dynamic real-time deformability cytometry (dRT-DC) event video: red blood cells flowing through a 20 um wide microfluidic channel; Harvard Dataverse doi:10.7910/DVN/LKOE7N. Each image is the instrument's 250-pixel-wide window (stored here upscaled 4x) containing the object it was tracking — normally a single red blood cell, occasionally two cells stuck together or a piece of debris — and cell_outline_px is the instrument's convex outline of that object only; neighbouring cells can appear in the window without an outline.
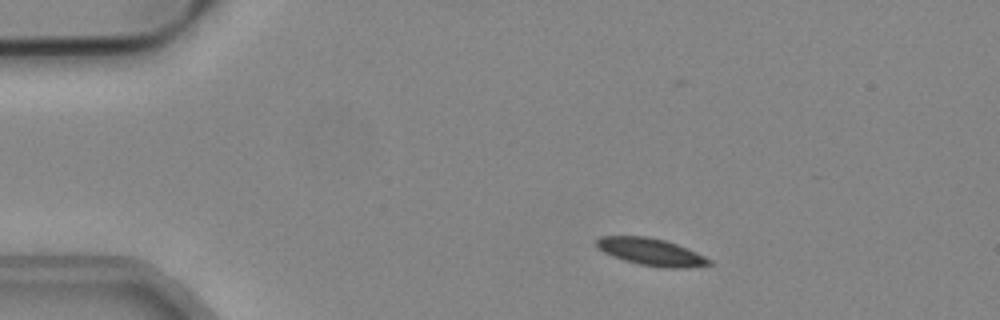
{"species": "common noctule bat (a hibernating species)", "species_latin": "Nyctalus noctula", "temperature_condition": "cold", "stored_images_in_passage": 51, "camera_frame_rate_fps": 3000, "um_per_image_px": 0.085, "animal": {"sex": "male", "body_mass_g": 19.2, "forearm_length_mm": 51.8}, "frame": {"image": 1, "passage_image": 7, "time_ms": 2.0, "image_size_px": [1000, 320], "cell_outline_px": [[712, 264], [684, 268], [664, 268], [640, 264], [624, 260], [604, 252], [596, 244], [596, 240], [600, 236], [648, 236], [664, 240], [676, 244], [696, 252], [712, 260]], "centroid_in_image_um": [55.36, 21.41], "position_along_channel_um": 29.6, "area_um2": 17.63}}
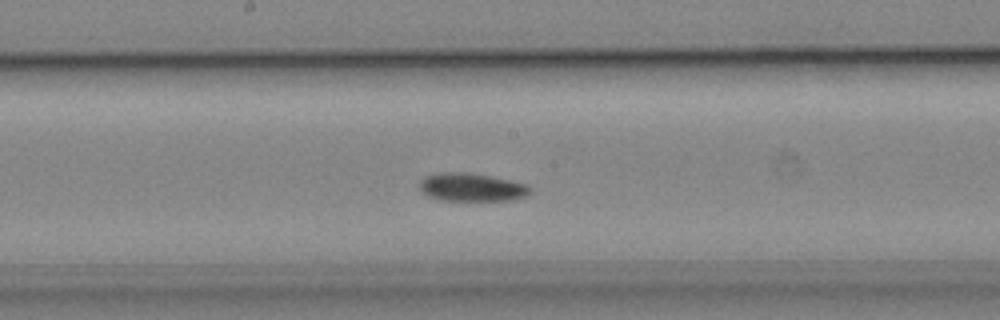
{"frame": {"image": 2, "passage_image": 26, "time_ms": 8.333, "image_size_px": [1000, 320], "cell_outline_px": [[532, 192], [524, 196], [512, 200], [440, 200], [428, 196], [416, 184], [424, 176], [440, 172], [468, 172], [492, 176], [528, 184], [532, 188]], "centroid_in_image_um": [40.08, 15.9], "position_along_channel_um": 208.1, "area_um2": 18.38}}
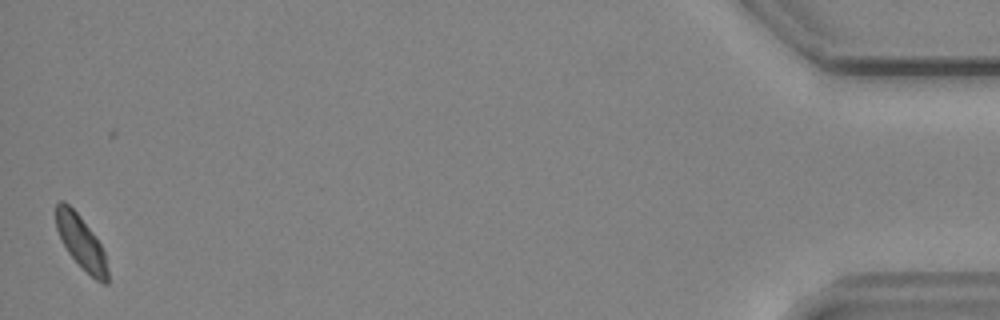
{"frame": {"image": 3, "passage_image": 51, "time_ms": 16.667, "image_size_px": [1000, 320], "cell_outline_px": [[108, 284], [104, 284], [96, 280], [68, 252], [56, 228], [56, 204], [60, 200], [64, 200], [80, 216], [92, 232], [100, 244], [104, 252], [108, 272]], "centroid_in_image_um": [6.89, 20.57], "position_along_channel_um": 428.3, "area_um2": 15.55}, "authors_computed_cell_mechanics": {"area_um2": 17.5712, "velocity_mm_per_s": 3.7739, "shape_relaxation_time_tau1_ms": 3.6615, "shape_relaxation_time_tau2_ms": null, "deformation_change_tau1": 0.0844, "deformation_change_tau2": null}}